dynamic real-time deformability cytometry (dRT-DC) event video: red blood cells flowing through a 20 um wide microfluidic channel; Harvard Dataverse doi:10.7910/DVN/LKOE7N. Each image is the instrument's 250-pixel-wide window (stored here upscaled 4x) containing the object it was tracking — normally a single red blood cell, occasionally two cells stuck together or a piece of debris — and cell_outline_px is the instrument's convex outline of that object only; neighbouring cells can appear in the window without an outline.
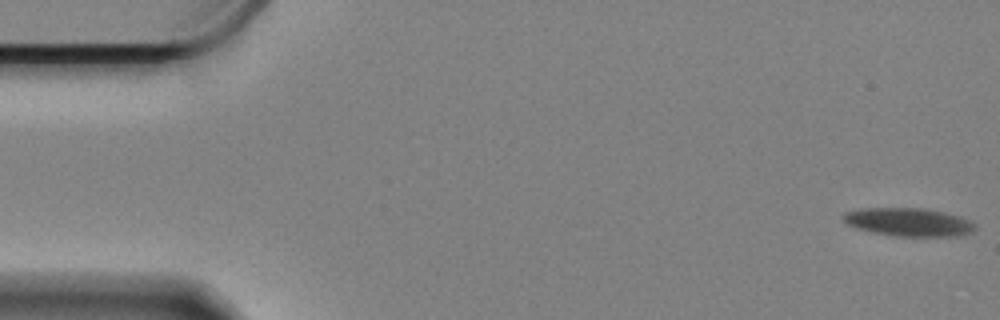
{"species": "Egyptian fruit bat (a non-hibernating species)", "species_latin": "Rousettus aegyptiacus", "temperature_condition": "cold", "stored_images_in_passage": 10, "camera_frame_rate_fps": 3000, "um_per_image_px": 0.085, "animal": {"sex": "female"}, "frame": {"image": 1, "passage_image": 1, "time_ms": 0.0, "image_size_px": [1000, 320], "cell_outline_px": [[976, 228], [968, 232], [948, 236], [896, 236], [876, 232], [860, 228], [848, 224], [844, 220], [844, 212], [864, 208], [924, 208], [956, 216], [968, 220], [976, 224]], "centroid_in_image_um": [77.21, 18.86], "position_along_channel_um": 7.8, "area_um2": 20.92}}